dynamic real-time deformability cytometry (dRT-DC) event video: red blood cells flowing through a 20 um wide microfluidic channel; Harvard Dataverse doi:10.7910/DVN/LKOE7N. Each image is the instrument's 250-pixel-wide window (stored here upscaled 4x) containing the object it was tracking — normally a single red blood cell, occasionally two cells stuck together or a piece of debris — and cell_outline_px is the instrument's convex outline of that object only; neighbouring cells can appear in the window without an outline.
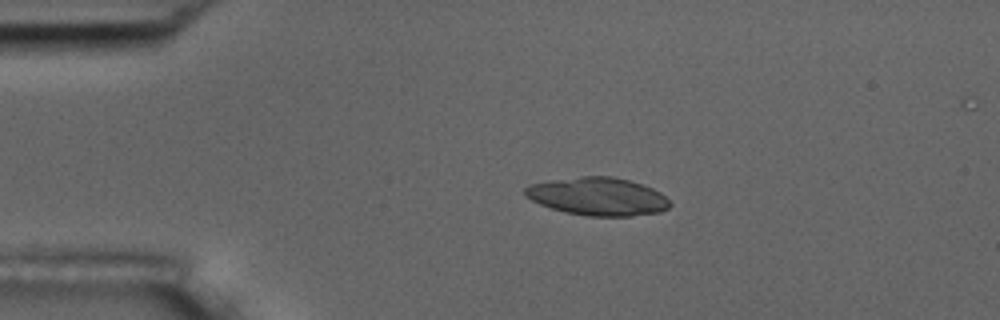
{"species": "common noctule bat (a hibernating species)", "species_latin": "Nyctalus noctula", "temperature_condition": "room temperature", "stored_images_in_passage": 45, "camera_frame_rate_fps": 3000, "um_per_image_px": 0.085, "animal": {"sex": "male", "body_mass_g": 17.5, "forearm_length_mm": 52.3}, "frame": {"image": 1, "passage_image": 1, "time_ms": 0.0, "image_size_px": [1000, 320], "cell_outline_px": [[672, 204], [668, 208], [660, 212], [632, 216], [588, 216], [564, 212], [540, 204], [524, 196], [524, 188], [532, 184], [552, 180], [580, 176], [612, 176], [628, 180], [652, 188], [660, 192]], "centroid_in_image_um": [50.81, 16.7], "position_along_channel_um": 34.2, "area_um2": 31.96}}